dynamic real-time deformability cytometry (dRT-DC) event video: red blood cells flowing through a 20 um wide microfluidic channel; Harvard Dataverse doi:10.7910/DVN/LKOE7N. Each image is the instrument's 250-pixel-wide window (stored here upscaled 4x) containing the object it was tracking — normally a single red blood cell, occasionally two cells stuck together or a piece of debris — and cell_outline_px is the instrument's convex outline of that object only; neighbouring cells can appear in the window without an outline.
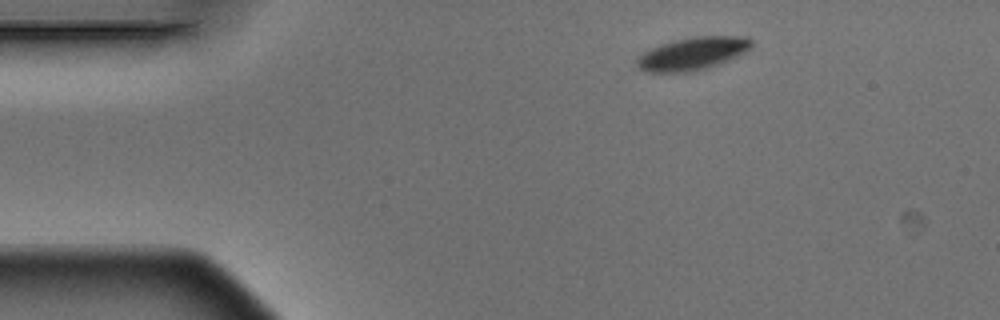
{"species": "Egyptian fruit bat (a non-hibernating species)", "species_latin": "Rousettus aegyptiacus", "temperature_condition": "warm", "stored_images_in_passage": 3, "camera_frame_rate_fps": 3000, "um_per_image_px": 0.085, "animal": {"sex": "male"}, "frame": {"image": 1, "passage_image": 1, "time_ms": 0.0, "image_size_px": [1000, 320], "cell_outline_px": [[752, 44], [744, 52], [728, 60], [708, 68], [696, 72], [644, 72], [636, 64], [636, 60], [644, 52], [652, 48], [676, 40], [696, 36], [736, 36], [752, 40]], "centroid_in_image_um": [58.84, 4.58], "position_along_channel_um": 26.2, "area_um2": 21.5}}